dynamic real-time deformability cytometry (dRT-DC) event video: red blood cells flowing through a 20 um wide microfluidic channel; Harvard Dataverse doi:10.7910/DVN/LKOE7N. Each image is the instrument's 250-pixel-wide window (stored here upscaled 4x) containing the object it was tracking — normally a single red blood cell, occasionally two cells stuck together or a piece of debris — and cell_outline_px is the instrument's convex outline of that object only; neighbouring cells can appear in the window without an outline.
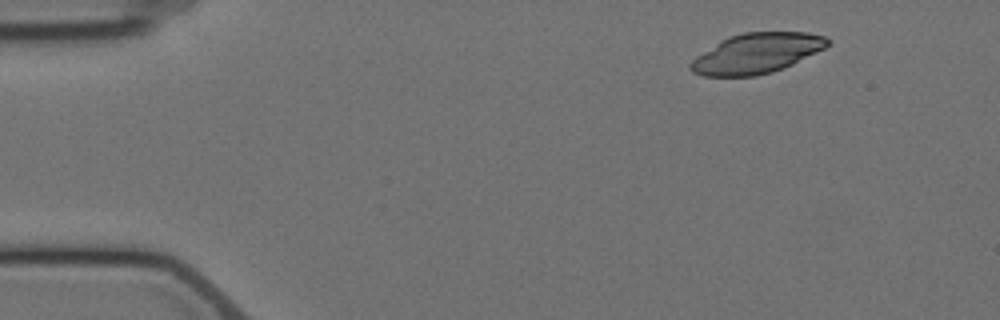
{"species": "Egyptian fruit bat (a non-hibernating species)", "species_latin": "Rousettus aegyptiacus", "temperature_condition": "cold", "stored_images_in_passage": 5, "camera_frame_rate_fps": 3000, "um_per_image_px": 0.085, "animal": {"sex": "female"}, "frame": {"image": 1, "passage_image": 1, "time_ms": 0.0, "image_size_px": [1000, 320], "cell_outline_px": [[832, 44], [792, 64], [772, 72], [756, 76], [704, 76], [692, 72], [688, 68], [688, 64], [696, 56], [720, 40], [728, 36], [744, 32], [808, 32], [824, 36], [832, 40]], "centroid_in_image_um": [64.3, 4.52], "position_along_channel_um": 20.7, "area_um2": 32.14}}